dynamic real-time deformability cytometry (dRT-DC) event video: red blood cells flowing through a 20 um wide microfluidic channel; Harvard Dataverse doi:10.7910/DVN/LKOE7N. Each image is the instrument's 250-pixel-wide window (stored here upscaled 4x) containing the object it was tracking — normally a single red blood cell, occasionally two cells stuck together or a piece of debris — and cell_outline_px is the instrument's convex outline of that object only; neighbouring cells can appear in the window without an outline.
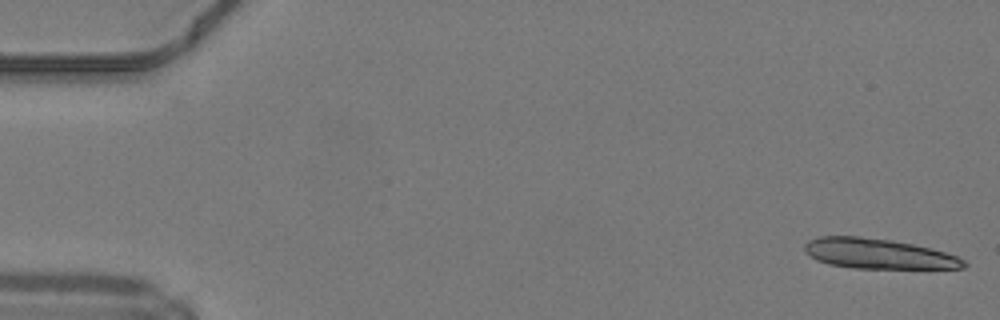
{"species": "common noctule bat (a hibernating species)", "species_latin": "Nyctalus noctula", "temperature_condition": "warm", "stored_images_in_passage": 14, "camera_frame_rate_fps": 3000, "um_per_image_px": 0.085, "animal": {"sex": "male", "body_mass_g": 19.2, "forearm_length_mm": 51.8}, "frame": {"image": 1, "passage_image": 1, "time_ms": 0.0, "image_size_px": [1000, 320], "cell_outline_px": [[968, 264], [964, 268], [852, 268], [828, 264], [816, 260], [804, 248], [804, 244], [808, 240], [820, 236], [860, 236], [892, 240], [912, 244], [944, 252], [956, 256], [964, 260]], "centroid_in_image_um": [74.63, 21.56], "position_along_channel_um": 10.4, "area_um2": 27.74}}